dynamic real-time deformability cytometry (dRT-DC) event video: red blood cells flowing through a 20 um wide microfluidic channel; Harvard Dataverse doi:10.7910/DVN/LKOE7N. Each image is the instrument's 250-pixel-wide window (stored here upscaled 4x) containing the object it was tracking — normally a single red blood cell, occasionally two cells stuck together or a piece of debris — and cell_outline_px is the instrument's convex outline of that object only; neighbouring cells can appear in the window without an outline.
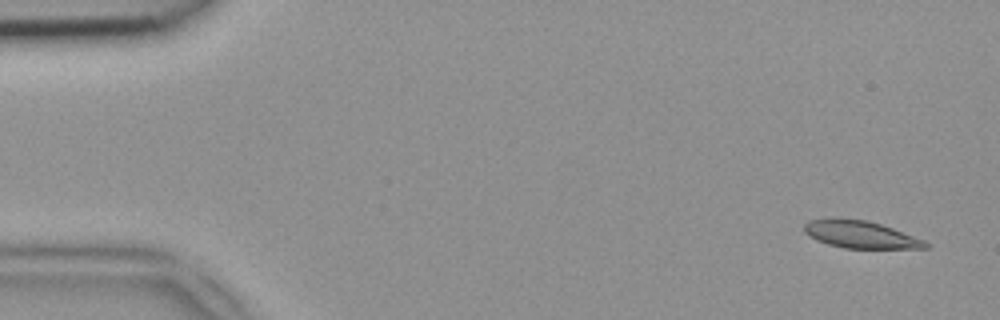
{"species": "common noctule bat (a hibernating species)", "species_latin": "Nyctalus noctula", "temperature_condition": "room temperature", "stored_images_in_passage": 50, "camera_frame_rate_fps": 3000, "um_per_image_px": 0.085, "animal": {"sex": "female", "body_mass_g": 18.4}, "frame": {"image": 1, "passage_image": 3, "time_ms": 0.667, "image_size_px": [1000, 320], "cell_outline_px": [[928, 248], [844, 248], [828, 244], [816, 240], [804, 232], [804, 224], [808, 220], [868, 220], [892, 228], [924, 240], [928, 244]], "centroid_in_image_um": [73.15, 19.96], "position_along_channel_um": 11.8, "area_um2": 18.67}}
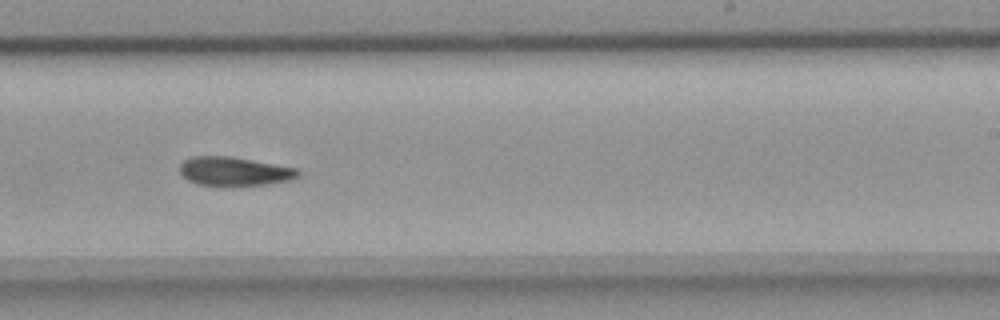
{"frame": {"image": 2, "passage_image": 31, "time_ms": 10.0, "image_size_px": [1000, 320], "cell_outline_px": [[300, 176], [292, 180], [268, 184], [232, 188], [196, 184], [188, 180], [180, 172], [180, 164], [184, 160], [192, 156], [228, 156], [300, 168]], "centroid_in_image_um": [19.96, 14.6], "position_along_channel_um": 269.0, "area_um2": 20.63}}
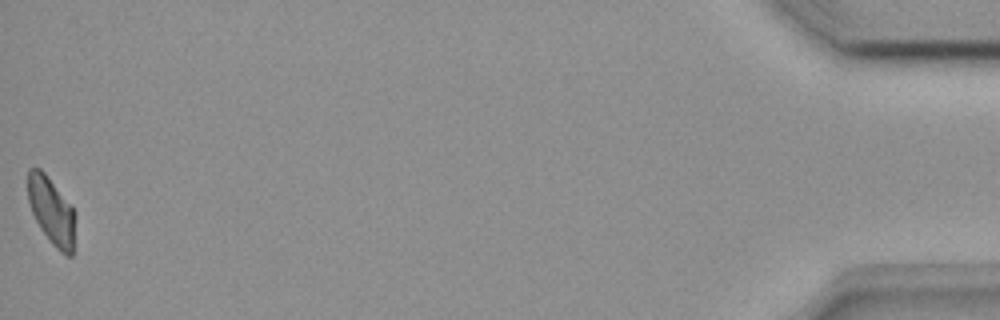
{"frame": {"image": 3, "passage_image": 50, "time_ms": 16.333, "image_size_px": [1000, 320], "cell_outline_px": [[76, 216], [72, 256], [64, 256], [52, 244], [40, 228], [32, 212], [28, 200], [28, 168], [40, 168], [44, 172], [76, 212]], "centroid_in_image_um": [4.39, 17.96], "position_along_channel_um": 430.8, "area_um2": 18.55}}